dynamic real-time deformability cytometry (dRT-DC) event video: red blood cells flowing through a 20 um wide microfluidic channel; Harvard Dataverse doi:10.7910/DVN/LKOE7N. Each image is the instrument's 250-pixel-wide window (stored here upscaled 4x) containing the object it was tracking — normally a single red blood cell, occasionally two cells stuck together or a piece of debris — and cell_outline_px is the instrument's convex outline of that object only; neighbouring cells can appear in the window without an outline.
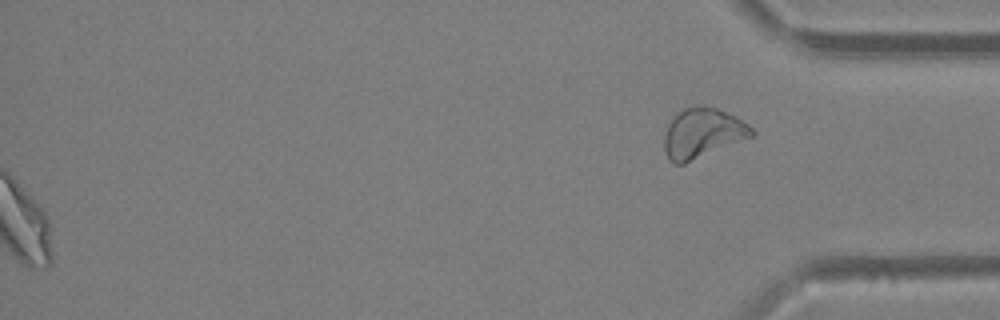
{"species": "Egyptian fruit bat (a non-hibernating species)", "species_latin": "Rousettus aegyptiacus", "temperature_condition": "warm", "stored_images_in_passage": 62, "segment_of_instrument_passage": [2, 2], "camera_frame_rate_fps": 3000, "um_per_image_px": 0.085, "animal": {"sex": "female"}, "frame": {"image": 1, "passage_image": 62, "time_ms": 20.333, "image_size_px": [1000, 320], "cell_outline_px": [[756, 132], [752, 136], [684, 164], [672, 164], [668, 160], [664, 152], [664, 136], [668, 124], [672, 116], [684, 108], [716, 108], [748, 124]], "centroid_in_image_um": [59.65, 11.36], "position_along_channel_um": 375.5, "area_um2": 24.85}}